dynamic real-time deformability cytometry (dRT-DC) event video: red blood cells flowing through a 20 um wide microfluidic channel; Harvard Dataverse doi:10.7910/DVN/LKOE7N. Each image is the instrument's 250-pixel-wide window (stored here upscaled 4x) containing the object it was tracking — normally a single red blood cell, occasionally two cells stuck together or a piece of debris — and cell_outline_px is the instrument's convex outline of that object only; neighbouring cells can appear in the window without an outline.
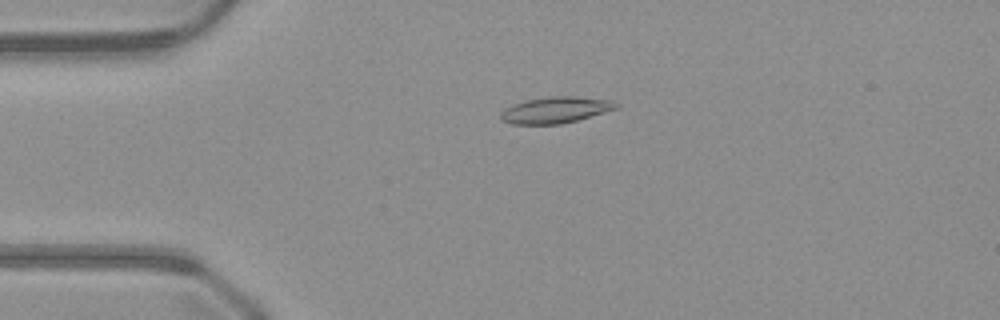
{"species": "common noctule bat (a hibernating species)", "species_latin": "Nyctalus noctula", "temperature_condition": "warm", "stored_images_in_passage": 45, "camera_frame_rate_fps": 3000, "um_per_image_px": 0.085, "animal": {"sex": "male", "body_mass_g": 23.1, "forearm_length_mm": 52.7}, "frame": {"image": 1, "passage_image": 12, "time_ms": 3.667, "image_size_px": [1000, 320], "cell_outline_px": [[620, 108], [576, 120], [560, 124], [512, 124], [500, 120], [500, 112], [504, 108], [512, 104], [524, 100], [552, 96], [576, 96], [612, 100], [620, 104]], "centroid_in_image_um": [47.21, 9.34], "position_along_channel_um": 37.8, "area_um2": 17.92}}
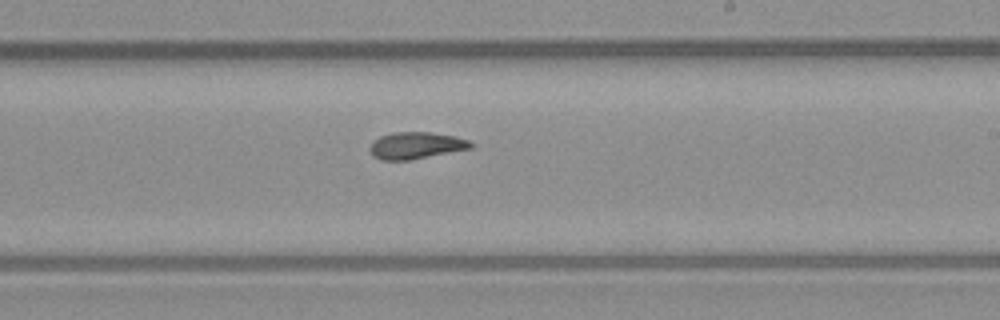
{"frame": {"image": 2, "passage_image": 30, "time_ms": 9.667, "image_size_px": [1000, 320], "cell_outline_px": [[476, 144], [472, 148], [412, 160], [380, 160], [372, 156], [368, 148], [372, 140], [380, 136], [392, 132], [428, 132], [456, 136], [468, 140]], "centroid_in_image_um": [35.34, 12.37], "position_along_channel_um": 253.7, "area_um2": 16.13}}
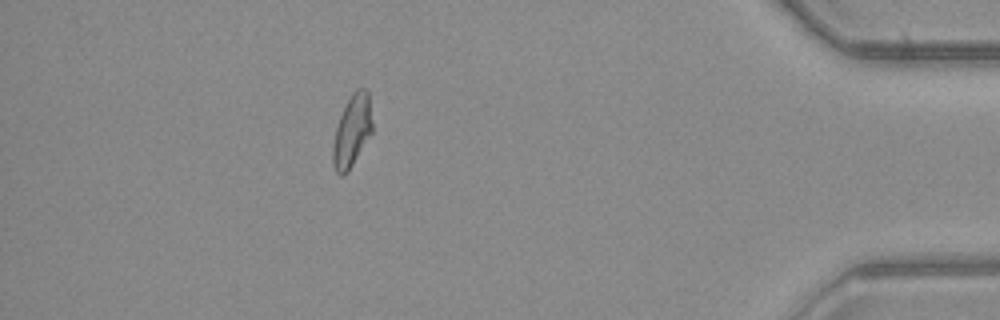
{"frame": {"image": 3, "passage_image": 45, "time_ms": 14.667, "image_size_px": [1000, 320], "cell_outline_px": [[372, 132], [348, 172], [344, 176], [340, 176], [336, 172], [332, 160], [332, 144], [336, 128], [340, 116], [352, 92], [356, 88], [364, 88], [368, 92], [372, 120]], "centroid_in_image_um": [29.91, 11.15], "position_along_channel_um": 405.3, "area_um2": 16.47}}